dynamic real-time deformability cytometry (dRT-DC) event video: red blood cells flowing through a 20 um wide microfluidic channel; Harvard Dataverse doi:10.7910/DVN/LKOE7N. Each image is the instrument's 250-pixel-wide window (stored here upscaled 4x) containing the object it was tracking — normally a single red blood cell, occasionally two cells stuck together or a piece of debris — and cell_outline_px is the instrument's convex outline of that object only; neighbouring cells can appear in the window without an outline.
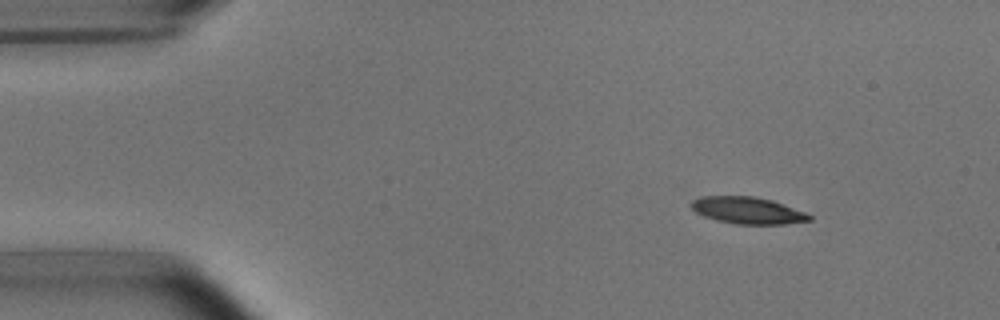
{"species": "common noctule bat (a hibernating species)", "species_latin": "Nyctalus noctula", "temperature_condition": "room temperature", "stored_images_in_passage": 4, "segment_of_instrument_passage": [1, 2], "camera_frame_rate_fps": 3000, "um_per_image_px": 0.085, "animal": {"sex": "male", "body_mass_g": 15.6}, "frame": {"image": 1, "passage_image": 1, "time_ms": 0.0, "image_size_px": [1000, 320], "cell_outline_px": [[812, 220], [784, 224], [736, 224], [716, 220], [704, 216], [696, 212], [688, 204], [692, 200], [700, 196], [752, 196], [772, 200], [804, 212], [812, 216]], "centroid_in_image_um": [63.51, 17.88], "position_along_channel_um": 21.5, "area_um2": 18.44}}